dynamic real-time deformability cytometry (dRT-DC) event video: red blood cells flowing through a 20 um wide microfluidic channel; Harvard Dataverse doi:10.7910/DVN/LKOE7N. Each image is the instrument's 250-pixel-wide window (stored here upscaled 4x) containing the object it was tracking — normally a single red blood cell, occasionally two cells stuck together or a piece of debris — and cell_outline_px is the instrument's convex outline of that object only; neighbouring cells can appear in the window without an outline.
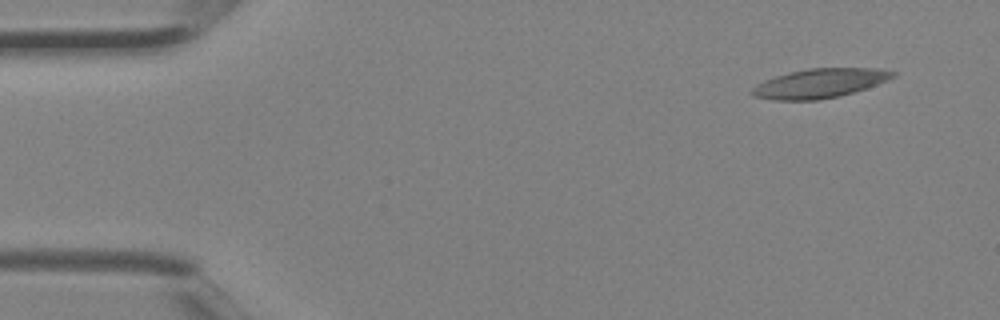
{"species": "Egyptian fruit bat (a non-hibernating species)", "species_latin": "Rousettus aegyptiacus", "temperature_condition": "room temperature", "stored_images_in_passage": 3, "camera_frame_rate_fps": 3000, "um_per_image_px": 0.085, "animal": {"sex": "female"}, "frame": {"image": 1, "passage_image": 1, "time_ms": 0.0, "image_size_px": [1000, 320], "cell_outline_px": [[896, 76], [888, 80], [840, 96], [820, 100], [772, 100], [752, 96], [748, 92], [756, 84], [764, 80], [776, 76], [808, 68], [876, 68], [896, 72]], "centroid_in_image_um": [69.63, 7.09], "position_along_channel_um": 15.4, "area_um2": 23.99}}
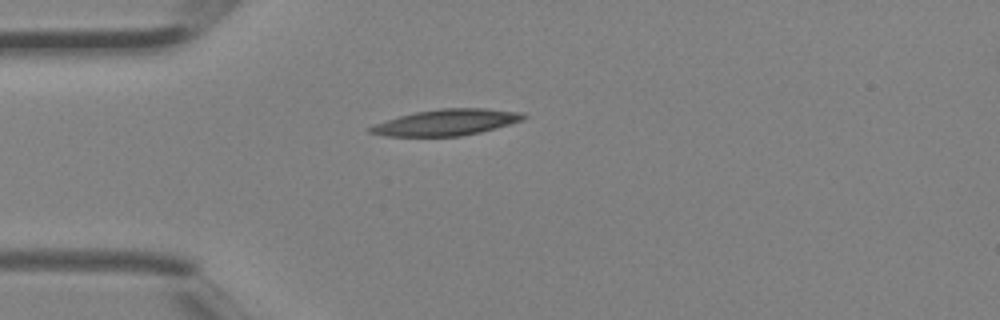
{"frame": {"image": 2, "passage_image": 3, "time_ms": 0.667, "image_size_px": [1000, 320], "cell_outline_px": [[528, 116], [524, 120], [496, 128], [480, 132], [460, 136], [388, 136], [368, 132], [368, 128], [376, 124], [400, 116], [416, 112], [440, 108], [484, 108], [524, 112]], "centroid_in_image_um": [38.02, 10.39], "position_along_channel_um": 47.0, "area_um2": 23.24}}